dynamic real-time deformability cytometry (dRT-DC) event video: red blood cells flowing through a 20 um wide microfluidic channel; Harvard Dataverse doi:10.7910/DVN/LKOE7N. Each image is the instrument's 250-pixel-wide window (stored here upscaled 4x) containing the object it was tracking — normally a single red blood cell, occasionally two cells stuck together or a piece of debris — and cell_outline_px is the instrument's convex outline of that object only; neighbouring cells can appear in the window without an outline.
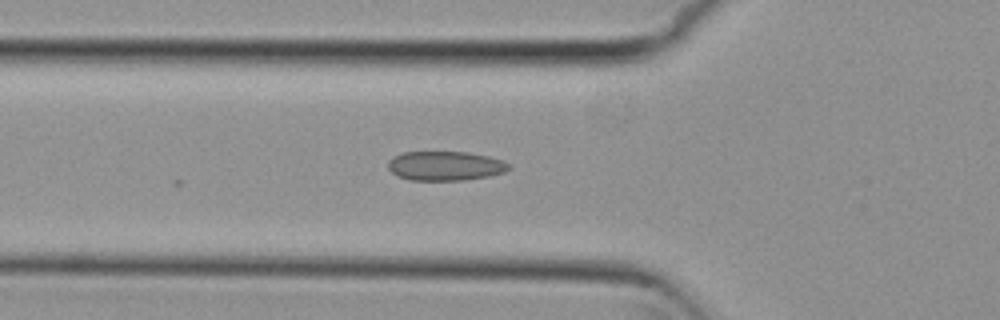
{"species": "common noctule bat (a hibernating species)", "species_latin": "Nyctalus noctula", "temperature_condition": "cold", "stored_images_in_passage": 3, "camera_frame_rate_fps": 3000, "um_per_image_px": 0.085, "animal": {"sex": "female", "body_mass_g": 29.2, "forearm_length_mm": 56.3}, "frame": {"image": 1, "passage_image": 3, "time_ms": 0.667, "image_size_px": [1000, 320], "cell_outline_px": [[508, 168], [504, 172], [488, 176], [464, 180], [408, 180], [396, 176], [388, 168], [388, 160], [392, 156], [400, 152], [468, 152], [488, 156], [504, 160], [508, 164]], "centroid_in_image_um": [37.79, 14.09], "position_along_channel_um": 88.0, "area_um2": 20.75}}